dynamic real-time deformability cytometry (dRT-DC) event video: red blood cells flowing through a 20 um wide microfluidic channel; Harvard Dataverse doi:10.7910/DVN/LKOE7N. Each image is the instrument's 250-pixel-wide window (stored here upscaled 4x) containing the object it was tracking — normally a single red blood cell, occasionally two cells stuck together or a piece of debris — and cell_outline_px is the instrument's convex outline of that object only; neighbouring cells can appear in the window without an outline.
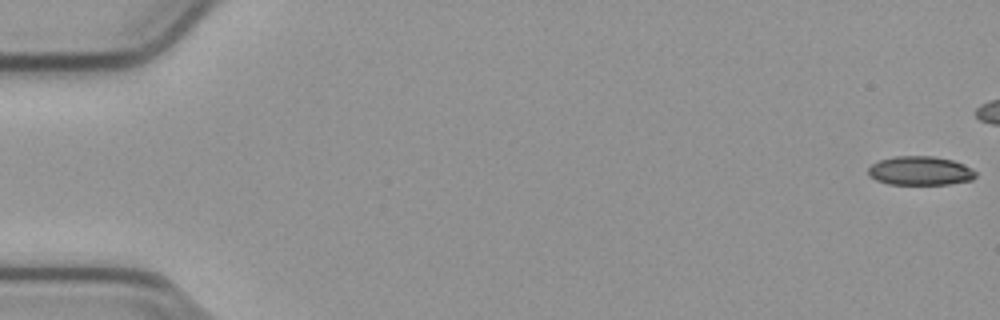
{"species": "common noctule bat (a hibernating species)", "species_latin": "Nyctalus noctula", "temperature_condition": "cold", "stored_images_in_passage": 44, "camera_frame_rate_fps": 3000, "um_per_image_px": 0.085, "animal": {"sex": "male", "body_mass_g": 23.1, "forearm_length_mm": 52.7}, "frame": {"image": 1, "passage_image": 1, "time_ms": 0.0, "image_size_px": [1000, 320], "cell_outline_px": [[976, 176], [972, 180], [948, 184], [888, 184], [876, 180], [868, 176], [868, 168], [872, 164], [880, 160], [896, 156], [932, 156], [952, 160], [964, 164], [972, 168], [976, 172]], "centroid_in_image_um": [78.22, 14.52], "position_along_channel_um": 6.8, "area_um2": 18.15}}
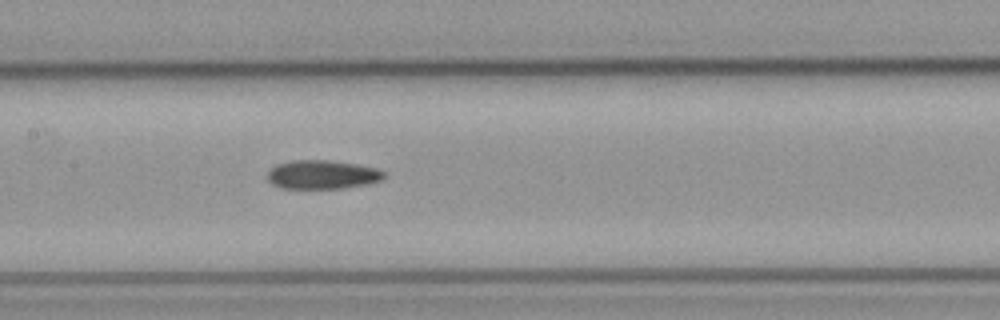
{"frame": {"image": 2, "passage_image": 27, "time_ms": 8.667, "image_size_px": [1000, 320], "cell_outline_px": [[384, 176], [380, 180], [368, 184], [344, 188], [280, 188], [272, 184], [268, 180], [268, 172], [276, 164], [292, 160], [328, 160], [356, 164], [376, 168], [384, 172]], "centroid_in_image_um": [27.37, 14.84], "position_along_channel_um": 180.0, "area_um2": 19.48}}
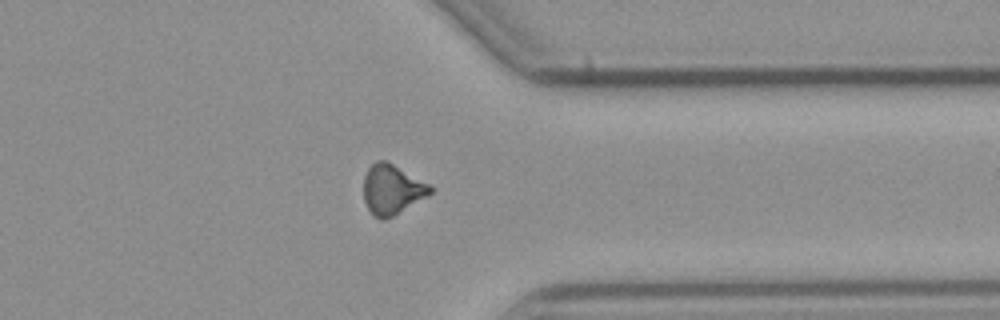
{"frame": {"image": 3, "passage_image": 43, "time_ms": 14.0, "image_size_px": [1000, 320], "cell_outline_px": [[432, 192], [428, 196], [392, 216], [384, 220], [380, 220], [368, 208], [364, 200], [364, 176], [368, 168], [376, 160], [388, 160], [428, 184], [432, 188]], "centroid_in_image_um": [33.31, 16.08], "position_along_channel_um": 378.1, "area_um2": 19.19}}